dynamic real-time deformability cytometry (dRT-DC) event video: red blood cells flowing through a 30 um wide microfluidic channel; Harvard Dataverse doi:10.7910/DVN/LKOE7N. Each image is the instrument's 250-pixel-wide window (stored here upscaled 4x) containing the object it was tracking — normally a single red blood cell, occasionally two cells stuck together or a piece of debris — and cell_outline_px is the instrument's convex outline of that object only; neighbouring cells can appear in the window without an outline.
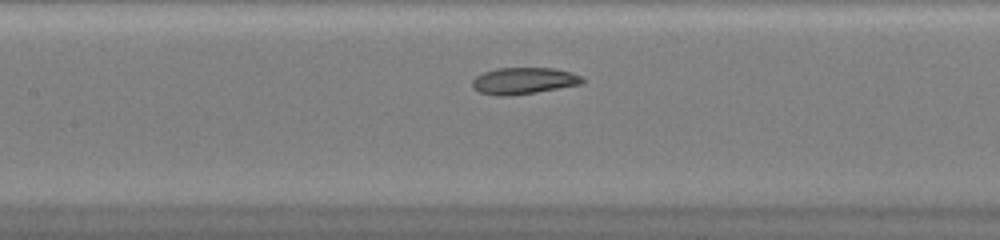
{"species": "common noctule bat (a hibernating species)", "species_latin": "Nyctalus noctula", "temperature_condition": "warm", "stored_images_in_passage": 34, "camera_frame_rate_fps": 3000, "um_per_image_px": 0.085, "animal": {"sex": "female", "body_mass_g": 20.0, "forearm_length_mm": 54.0}, "frame": {"image": 1, "passage_image": 12, "time_ms": 3.667, "image_size_px": [1000, 240], "cell_outline_px": [[584, 84], [536, 92], [504, 96], [500, 96], [480, 92], [472, 88], [472, 80], [476, 76], [484, 72], [496, 68], [556, 68], [572, 72], [580, 76], [584, 80]], "centroid_in_image_um": [44.53, 6.86], "position_along_channel_um": 162.9, "area_um2": 17.11}}
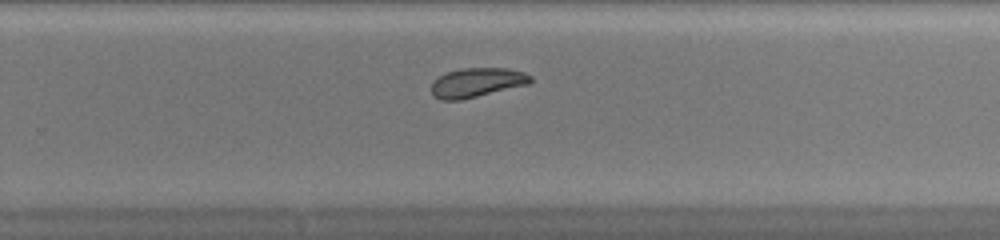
{"frame": {"image": 2, "passage_image": 21, "time_ms": 6.667, "image_size_px": [1000, 240], "cell_outline_px": [[532, 84], [460, 100], [440, 100], [432, 92], [432, 80], [448, 72], [460, 68], [508, 68], [524, 72], [532, 76]], "centroid_in_image_um": [40.59, 7.01], "position_along_channel_um": 289.2, "area_um2": 17.05}}
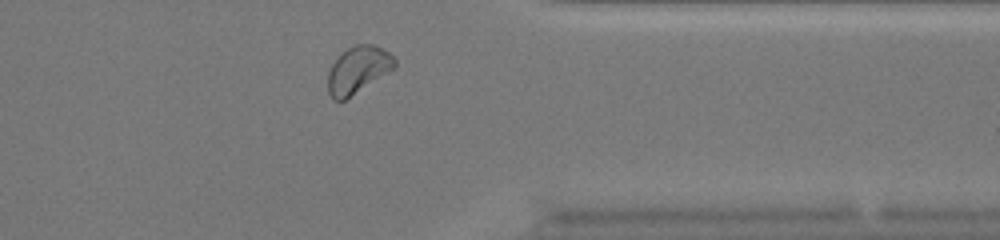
{"frame": {"image": 3, "passage_image": 28, "time_ms": 9.0, "image_size_px": [1000, 240], "cell_outline_px": [[396, 68], [344, 100], [332, 100], [328, 92], [328, 72], [332, 64], [348, 48], [356, 44], [376, 44], [388, 52], [396, 60]], "centroid_in_image_um": [30.45, 5.93], "position_along_channel_um": 381.0, "area_um2": 18.15}, "authors_computed_cell_mechanics": {"area_um2": 17.4556, "velocity_mm_per_s": 4.2169, "shape_relaxation_time_tau1_ms": 10.6872, "shape_relaxation_time_tau2_ms": 2.046, "deformation_change_tau1": 0.2031, "deformation_change_tau2": 0.0528}}